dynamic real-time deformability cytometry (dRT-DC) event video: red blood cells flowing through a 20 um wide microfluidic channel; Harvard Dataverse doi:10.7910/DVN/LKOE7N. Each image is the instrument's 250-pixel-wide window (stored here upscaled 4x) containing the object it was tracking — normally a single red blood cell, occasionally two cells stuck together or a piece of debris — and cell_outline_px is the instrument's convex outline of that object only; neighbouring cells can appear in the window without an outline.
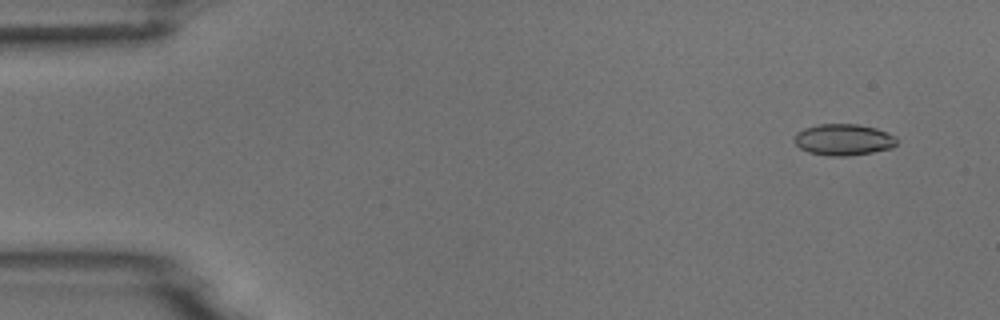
{"species": "common noctule bat (a hibernating species)", "species_latin": "Nyctalus noctula", "temperature_condition": "room temperature", "stored_images_in_passage": 4, "camera_frame_rate_fps": 3000, "um_per_image_px": 0.085, "animal": {"sex": "male", "body_mass_g": 18.8}, "frame": {"image": 1, "passage_image": 1, "time_ms": 0.0, "image_size_px": [1000, 320], "cell_outline_px": [[896, 144], [892, 148], [872, 152], [848, 156], [828, 156], [808, 152], [800, 148], [792, 140], [796, 132], [804, 128], [820, 124], [856, 124], [876, 128], [896, 136]], "centroid_in_image_um": [71.67, 11.87], "position_along_channel_um": 13.3, "area_um2": 18.84}}
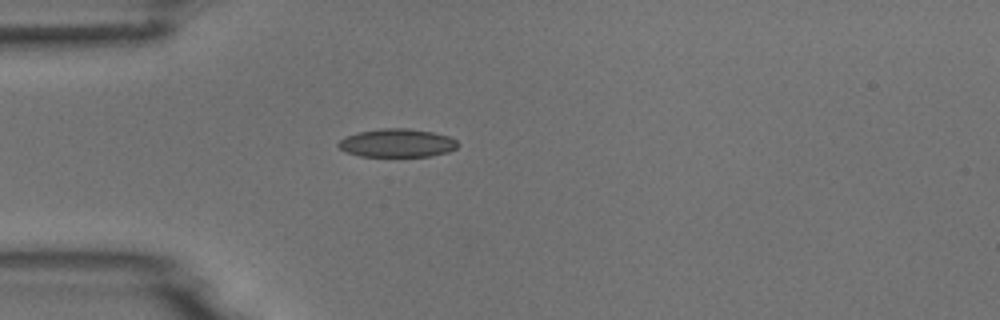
{"frame": {"image": 2, "passage_image": 4, "time_ms": 3.667, "image_size_px": [1000, 320], "cell_outline_px": [[460, 144], [456, 148], [448, 152], [428, 156], [360, 156], [348, 152], [340, 148], [336, 144], [340, 140], [348, 136], [360, 132], [380, 128], [408, 128], [432, 132], [448, 136], [456, 140]], "centroid_in_image_um": [33.78, 12.15], "position_along_channel_um": 51.2, "area_um2": 19.54}}